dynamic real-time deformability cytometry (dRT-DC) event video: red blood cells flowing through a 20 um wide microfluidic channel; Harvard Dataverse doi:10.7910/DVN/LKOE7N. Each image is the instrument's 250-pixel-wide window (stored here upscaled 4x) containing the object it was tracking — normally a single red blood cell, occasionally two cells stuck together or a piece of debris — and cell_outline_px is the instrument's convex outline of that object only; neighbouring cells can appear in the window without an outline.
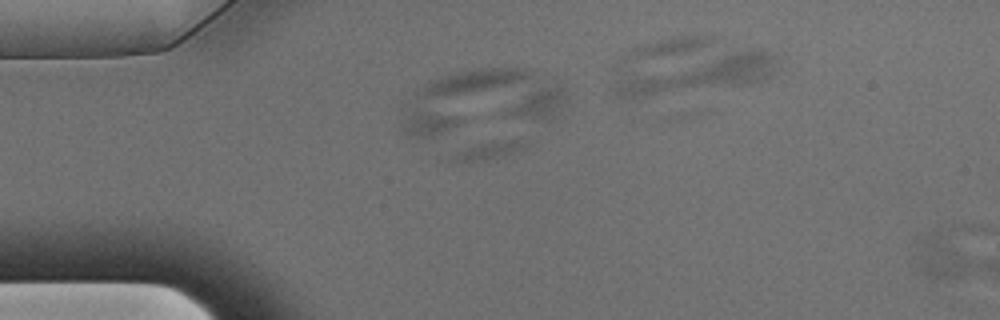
{"species": "Egyptian fruit bat (a non-hibernating species)", "species_latin": "Rousettus aegyptiacus", "temperature_condition": "warm", "stored_images_in_passage": 4, "camera_frame_rate_fps": 3000, "um_per_image_px": 0.085, "animal": {"sex": "male"}, "frame": {"image": 1, "passage_image": 4, "time_ms": 1.0, "image_size_px": [1000, 320], "cell_outline_px": [[972, 264], [964, 272], [956, 276], [924, 276], [916, 268], [916, 260], [924, 236], [928, 232], [936, 232], [972, 260]], "centroid_in_image_um": [79.95, 21.89], "position_along_channel_um": 5.0, "area_um2": 12.37}}